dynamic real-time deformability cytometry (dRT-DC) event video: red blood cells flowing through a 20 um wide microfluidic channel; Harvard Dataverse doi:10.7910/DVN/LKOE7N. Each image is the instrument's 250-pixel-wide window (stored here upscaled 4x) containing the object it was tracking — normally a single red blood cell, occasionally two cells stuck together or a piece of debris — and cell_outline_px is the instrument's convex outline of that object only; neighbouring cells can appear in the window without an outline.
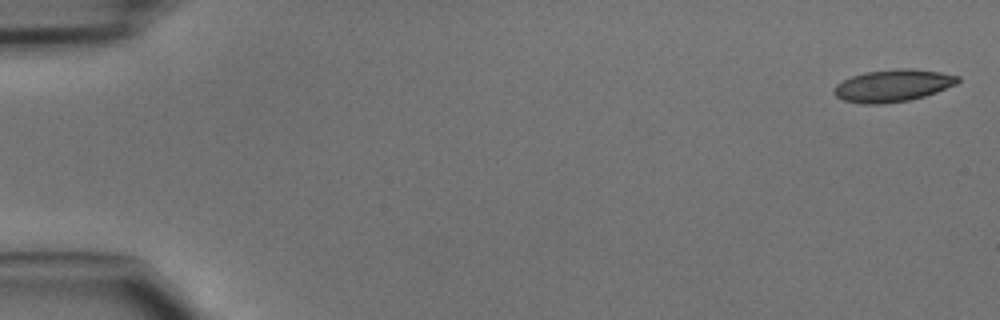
{"species": "common noctule bat (a hibernating species)", "species_latin": "Nyctalus noctula", "temperature_condition": "cold", "stored_images_in_passage": 46, "camera_frame_rate_fps": 3000, "um_per_image_px": 0.085, "animal": {"sex": "male", "body_mass_g": 15.6}, "frame": {"image": 1, "passage_image": 1, "time_ms": 0.0, "image_size_px": [1000, 320], "cell_outline_px": [[960, 80], [956, 84], [936, 92], [924, 96], [908, 100], [884, 104], [864, 104], [844, 100], [836, 96], [832, 92], [836, 84], [852, 76], [864, 72], [896, 68], [908, 68], [940, 72], [960, 76]], "centroid_in_image_um": [75.88, 7.27], "position_along_channel_um": 9.1, "area_um2": 23.24}}
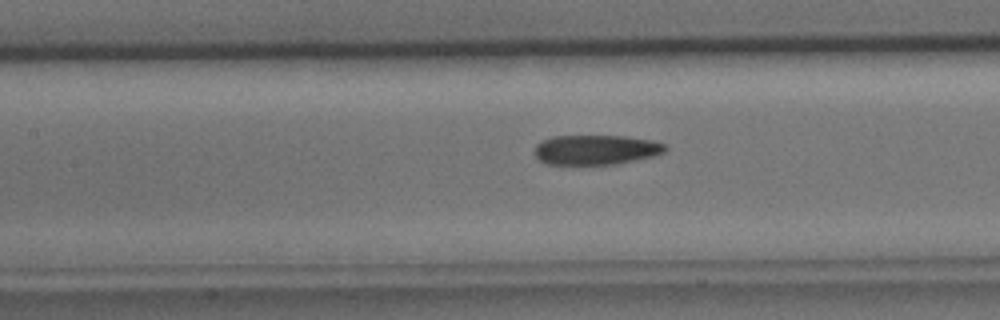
{"frame": {"image": 2, "passage_image": 21, "time_ms": 6.667, "image_size_px": [1000, 320], "cell_outline_px": [[668, 148], [664, 152], [652, 156], [616, 164], [544, 164], [536, 156], [536, 144], [540, 140], [552, 136], [624, 136], [652, 140], [664, 144]], "centroid_in_image_um": [50.63, 12.72], "position_along_channel_um": 156.8, "area_um2": 22.6}}
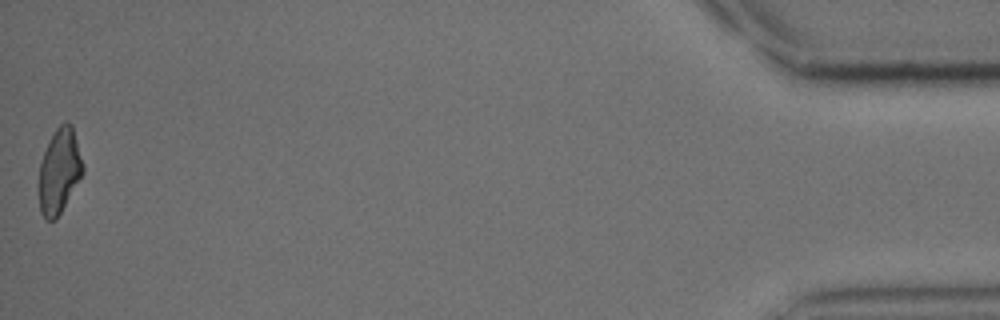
{"frame": {"image": 3, "passage_image": 46, "time_ms": 15.0, "image_size_px": [1000, 320], "cell_outline_px": [[84, 172], [56, 220], [48, 220], [40, 212], [40, 164], [44, 152], [56, 128], [60, 124], [68, 120], [72, 124], [84, 164]], "centroid_in_image_um": [5.08, 14.51], "position_along_channel_um": 430.1, "area_um2": 21.44}}